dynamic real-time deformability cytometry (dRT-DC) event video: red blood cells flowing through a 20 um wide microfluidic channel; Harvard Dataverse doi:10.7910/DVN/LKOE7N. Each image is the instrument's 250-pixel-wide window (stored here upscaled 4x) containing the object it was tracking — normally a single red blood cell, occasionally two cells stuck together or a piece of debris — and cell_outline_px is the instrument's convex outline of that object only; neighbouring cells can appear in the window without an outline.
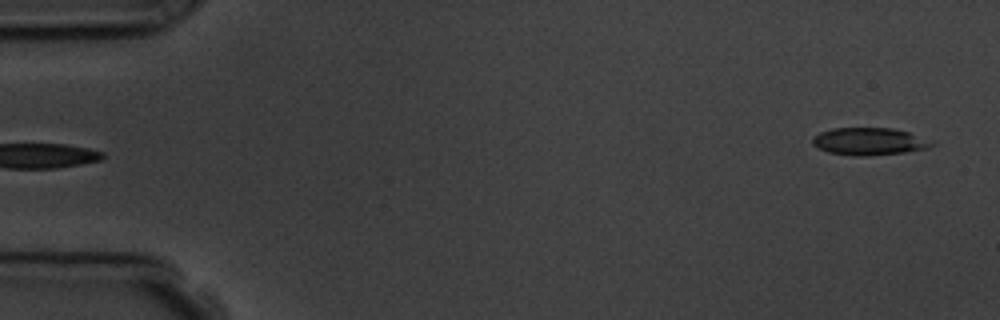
{"species": "common noctule bat (a hibernating species)", "species_latin": "Nyctalus noctula", "temperature_condition": "room temperature", "stored_images_in_passage": 7, "segment_of_instrument_passage": [2, 2], "camera_frame_rate_fps": 3000, "um_per_image_px": 0.085, "animal": {"sex": "male", "body_mass_g": 19.5, "forearm_length_mm": 54.6}, "frame": {"image": 1, "passage_image": 7, "time_ms": 7.0, "image_size_px": [1000, 320], "cell_outline_px": [[936, 144], [928, 148], [904, 152], [868, 156], [852, 156], [828, 152], [816, 148], [812, 144], [812, 136], [820, 132], [832, 128], [892, 128], [908, 132], [936, 140]], "centroid_in_image_um": [73.9, 12.02], "position_along_channel_um": 11.1, "area_um2": 19.42}}